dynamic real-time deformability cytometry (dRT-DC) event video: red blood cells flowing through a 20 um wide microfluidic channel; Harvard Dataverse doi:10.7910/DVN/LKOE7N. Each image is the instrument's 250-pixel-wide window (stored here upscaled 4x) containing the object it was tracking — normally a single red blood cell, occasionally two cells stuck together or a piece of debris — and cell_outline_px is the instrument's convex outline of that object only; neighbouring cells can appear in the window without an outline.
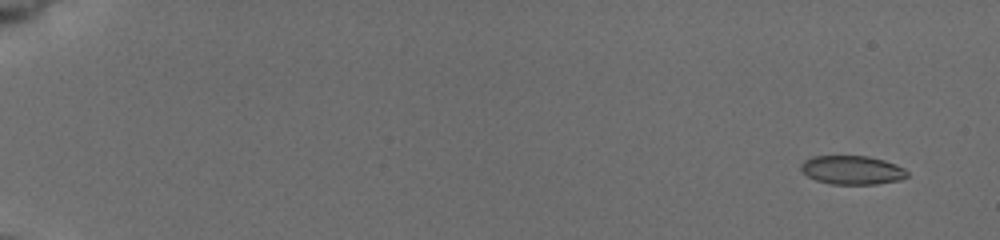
{"species": "common noctule bat (a hibernating species)", "species_latin": "Nyctalus noctula", "temperature_condition": "cold", "stored_images_in_passage": 53, "camera_frame_rate_fps": 3000, "um_per_image_px": 0.085, "animal": {"sex": "female", "body_mass_g": 19.5, "forearm_length_mm": 54.1}, "frame": {"image": 1, "passage_image": 1, "time_ms": 0.0, "image_size_px": [1000, 240], "cell_outline_px": [[908, 176], [900, 180], [876, 184], [832, 184], [816, 180], [808, 176], [800, 168], [800, 164], [804, 160], [812, 156], [868, 156], [884, 160], [896, 164], [904, 168], [908, 172]], "centroid_in_image_um": [72.44, 14.45], "position_along_channel_um": 12.6, "area_um2": 17.86}}
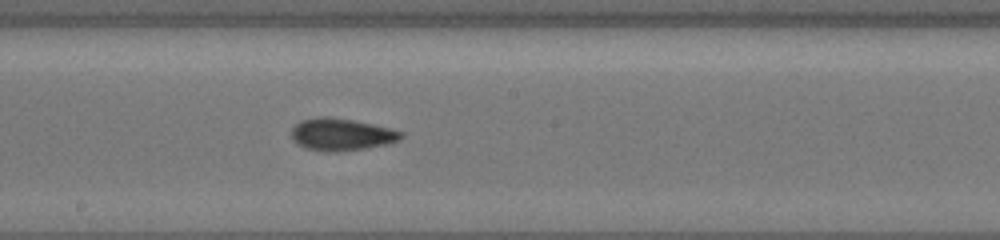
{"frame": {"image": 2, "passage_image": 31, "time_ms": 10.0, "image_size_px": [1000, 240], "cell_outline_px": [[404, 136], [400, 140], [384, 144], [364, 148], [340, 152], [328, 152], [304, 148], [292, 140], [292, 128], [300, 120], [316, 116], [328, 116], [352, 120], [372, 124], [404, 132]], "centroid_in_image_um": [28.98, 11.42], "position_along_channel_um": 219.2, "area_um2": 20.63}}
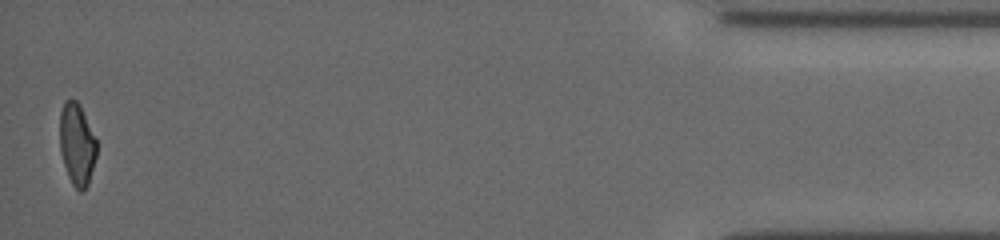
{"frame": {"image": 3, "passage_image": 53, "time_ms": 17.333, "image_size_px": [1000, 240], "cell_outline_px": [[96, 156], [88, 184], [80, 192], [72, 184], [68, 176], [60, 152], [60, 112], [64, 100], [76, 100], [80, 104], [96, 140]], "centroid_in_image_um": [6.53, 12.24], "position_along_channel_um": 428.7, "area_um2": 17.46}, "authors_computed_cell_mechanics": {"area_um2": 18.9006, "velocity_mm_per_s": 3.839, "shape_relaxation_time_tau1_ms": 3.1676, "shape_relaxation_time_tau2_ms": 2.3885, "deformation_change_tau1": 0.1349, "deformation_change_tau2": 0.0859}}